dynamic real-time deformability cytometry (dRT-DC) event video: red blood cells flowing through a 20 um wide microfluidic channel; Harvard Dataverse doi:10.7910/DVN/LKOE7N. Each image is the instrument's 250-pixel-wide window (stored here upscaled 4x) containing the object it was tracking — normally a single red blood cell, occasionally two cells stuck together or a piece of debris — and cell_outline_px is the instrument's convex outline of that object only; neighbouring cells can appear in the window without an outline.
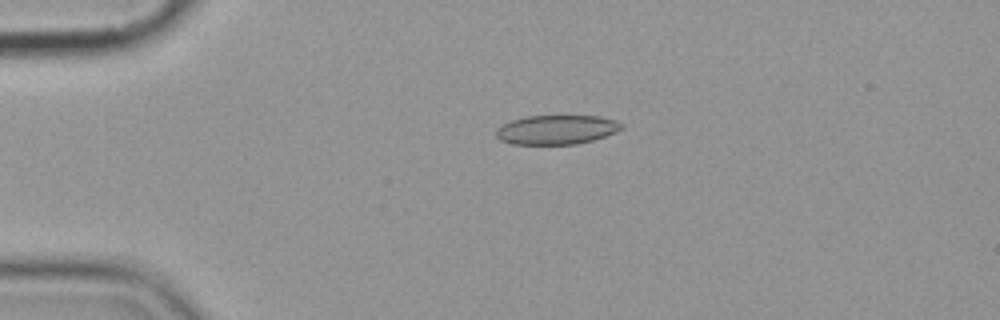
{"species": "common noctule bat (a hibernating species)", "species_latin": "Nyctalus noctula", "temperature_condition": "cold", "stored_images_in_passage": 5, "camera_frame_rate_fps": 3000, "um_per_image_px": 0.085, "animal": {"sex": "female", "body_mass_g": 19.9}, "frame": {"image": 1, "passage_image": 4, "time_ms": 3.333, "image_size_px": [1000, 320], "cell_outline_px": [[624, 128], [616, 132], [592, 140], [576, 144], [512, 144], [500, 140], [496, 136], [496, 128], [512, 120], [528, 116], [600, 116], [616, 120], [624, 124]], "centroid_in_image_um": [47.33, 11.02], "position_along_channel_um": 37.7, "area_um2": 21.39}}